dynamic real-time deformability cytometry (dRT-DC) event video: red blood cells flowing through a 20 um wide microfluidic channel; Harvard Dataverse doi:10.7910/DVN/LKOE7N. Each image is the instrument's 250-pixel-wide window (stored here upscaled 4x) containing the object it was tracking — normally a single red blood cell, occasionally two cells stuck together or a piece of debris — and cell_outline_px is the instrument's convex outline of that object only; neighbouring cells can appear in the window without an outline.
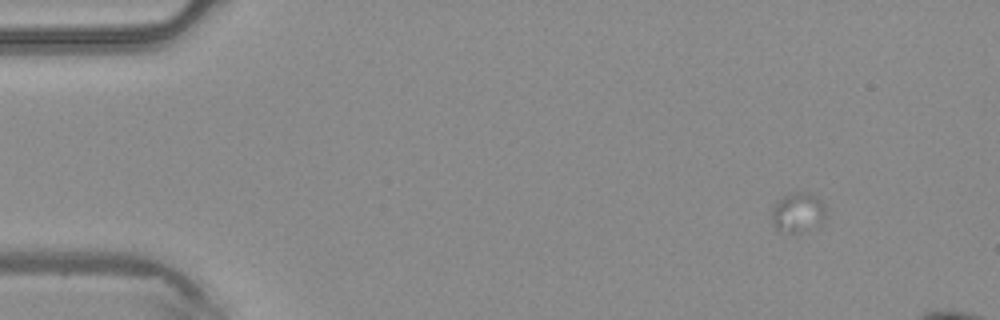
{"species": "common noctule bat (a hibernating species)", "species_latin": "Nyctalus noctula", "temperature_condition": "warm", "stored_images_in_passage": 9, "camera_frame_rate_fps": 3000, "um_per_image_px": 0.085, "animal": {"sex": "male", "body_mass_g": 20.4}, "frame": {"image": 1, "passage_image": 1, "time_ms": 0.0, "image_size_px": [1000, 320], "cell_outline_px": [[828, 212], [824, 224], [820, 228], [796, 232], [780, 232], [772, 224], [772, 204], [776, 200], [788, 192], [816, 192], [828, 208]], "centroid_in_image_um": [67.91, 18.03], "position_along_channel_um": 17.1, "area_um2": 13.7}}